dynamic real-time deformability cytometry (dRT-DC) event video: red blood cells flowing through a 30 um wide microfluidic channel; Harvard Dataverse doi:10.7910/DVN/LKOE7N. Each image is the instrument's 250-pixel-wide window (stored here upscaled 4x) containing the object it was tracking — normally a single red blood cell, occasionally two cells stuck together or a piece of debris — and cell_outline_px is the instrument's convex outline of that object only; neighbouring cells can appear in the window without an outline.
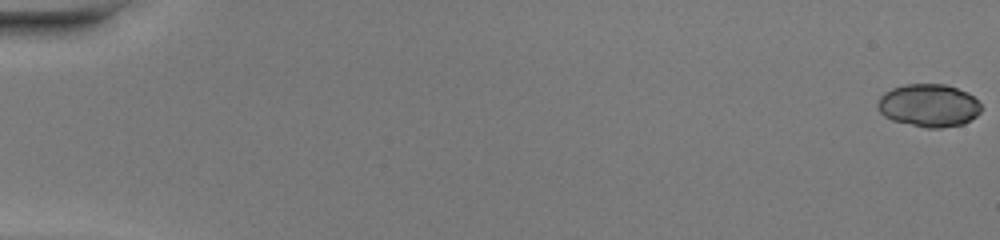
{"species": "common noctule bat (a hibernating species)", "species_latin": "Nyctalus noctula", "temperature_condition": "warm", "stored_images_in_passage": 49, "camera_frame_rate_fps": 3000, "um_per_image_px": 0.085, "animal": {"sex": "female", "body_mass_g": 20.0, "forearm_length_mm": 54.0}, "frame": {"image": 1, "passage_image": 1, "time_ms": 0.0, "image_size_px": [1000, 240], "cell_outline_px": [[980, 112], [976, 116], [964, 124], [940, 128], [924, 128], [892, 120], [884, 116], [880, 112], [876, 104], [880, 96], [884, 92], [892, 88], [904, 84], [948, 84], [968, 92], [980, 104]], "centroid_in_image_um": [78.93, 8.96], "position_along_channel_um": 6.1, "area_um2": 26.07}}
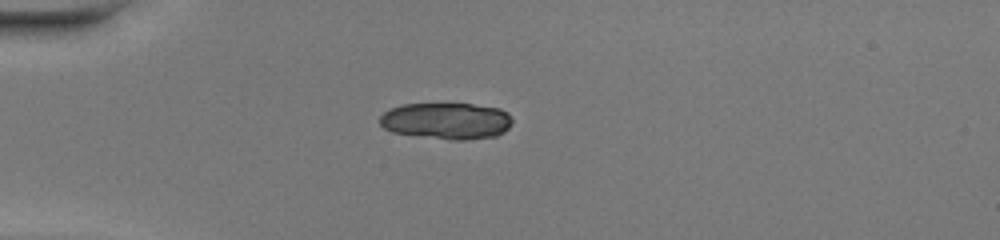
{"frame": {"image": 2, "passage_image": 15, "time_ms": 4.667, "image_size_px": [1000, 240], "cell_outline_px": [[512, 124], [504, 132], [496, 136], [464, 140], [448, 140], [392, 132], [384, 128], [380, 124], [380, 116], [384, 112], [392, 108], [404, 104], [472, 104], [500, 108], [508, 112], [512, 120]], "centroid_in_image_um": [37.98, 10.28], "position_along_channel_um": 47.0, "area_um2": 28.32}}
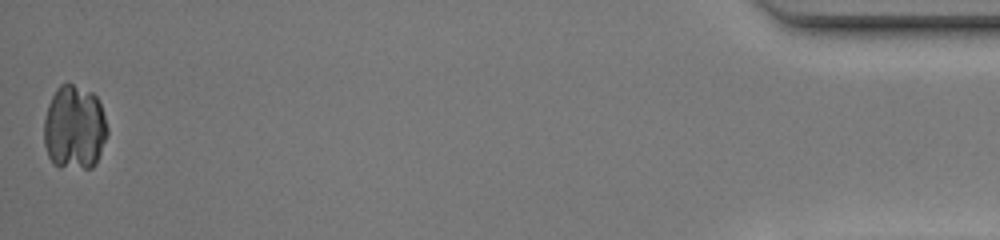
{"frame": {"image": 3, "passage_image": 49, "time_ms": 16.0, "image_size_px": [1000, 240], "cell_outline_px": [[108, 136], [96, 164], [92, 168], [60, 168], [52, 164], [48, 156], [44, 144], [44, 120], [48, 104], [56, 88], [60, 84], [68, 80], [92, 92], [96, 96], [100, 104], [108, 128]], "centroid_in_image_um": [6.32, 10.84], "position_along_channel_um": 428.9, "area_um2": 31.96}}